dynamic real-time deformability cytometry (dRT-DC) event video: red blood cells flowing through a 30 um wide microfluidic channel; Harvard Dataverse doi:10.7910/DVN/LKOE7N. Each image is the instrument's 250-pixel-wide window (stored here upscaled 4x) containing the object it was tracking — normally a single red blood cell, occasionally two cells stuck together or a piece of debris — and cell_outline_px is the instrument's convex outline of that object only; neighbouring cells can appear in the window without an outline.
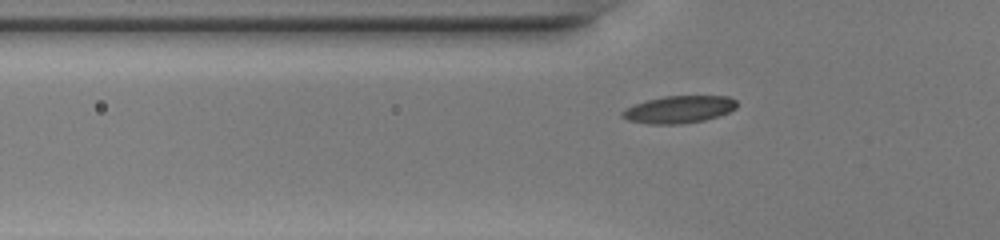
{"species": "common noctule bat (a hibernating species)", "species_latin": "Nyctalus noctula", "temperature_condition": "warm", "stored_images_in_passage": 31, "camera_frame_rate_fps": 3000, "um_per_image_px": 0.085, "animal": {"sex": "female", "body_mass_g": 20.0, "forearm_length_mm": 54.0}, "frame": {"image": 1, "passage_image": 3, "time_ms": 0.667, "image_size_px": [1000, 240], "cell_outline_px": [[736, 108], [728, 112], [704, 120], [680, 124], [648, 124], [628, 120], [620, 116], [620, 112], [624, 108], [632, 104], [664, 96], [728, 96], [736, 100]], "centroid_in_image_um": [57.65, 9.3], "position_along_channel_um": 68.2, "area_um2": 18.26}}
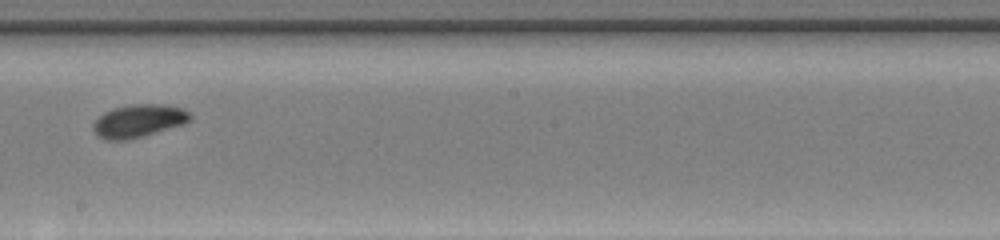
{"frame": {"image": 2, "passage_image": 15, "time_ms": 4.667, "image_size_px": [1000, 240], "cell_outline_px": [[192, 120], [184, 124], [144, 136], [128, 140], [108, 140], [100, 136], [92, 128], [92, 124], [104, 112], [112, 108], [132, 104], [160, 104], [184, 108], [192, 116]], "centroid_in_image_um": [11.81, 10.27], "position_along_channel_um": 236.4, "area_um2": 18.61}}
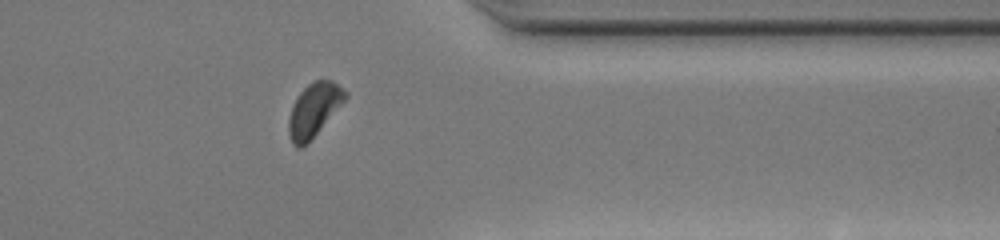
{"frame": {"image": 3, "passage_image": 26, "time_ms": 8.333, "image_size_px": [1000, 240], "cell_outline_px": [[348, 96], [308, 144], [300, 148], [296, 148], [292, 144], [288, 132], [288, 120], [292, 104], [296, 96], [312, 80], [332, 80], [348, 92]], "centroid_in_image_um": [26.66, 9.35], "position_along_channel_um": 384.7, "area_um2": 17.8}, "authors_computed_cell_mechanics": {"area_um2": 18.0336, "velocity_mm_per_s": 4.2616, "shape_relaxation_time_tau1_ms": 4.409, "shape_relaxation_time_tau2_ms": 5.6882, "deformation_change_tau1": 0.154, "deformation_change_tau2": 0.0983}}